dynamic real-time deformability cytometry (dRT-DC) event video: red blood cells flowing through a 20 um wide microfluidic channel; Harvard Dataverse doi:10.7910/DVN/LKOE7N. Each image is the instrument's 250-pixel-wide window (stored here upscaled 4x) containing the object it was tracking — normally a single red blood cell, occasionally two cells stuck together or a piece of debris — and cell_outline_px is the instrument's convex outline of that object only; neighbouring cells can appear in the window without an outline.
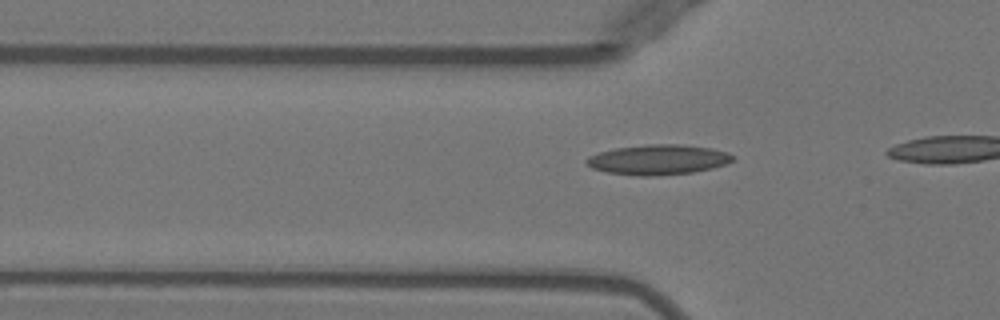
{"species": "Egyptian fruit bat (a non-hibernating species)", "species_latin": "Rousettus aegyptiacus", "temperature_condition": "warm", "stored_images_in_passage": 11, "camera_frame_rate_fps": 3000, "um_per_image_px": 0.085, "animal": {"sex": "female"}, "frame": {"image": 1, "passage_image": 8, "time_ms": 2.333, "image_size_px": [1000, 320], "cell_outline_px": [[736, 160], [712, 168], [692, 172], [656, 176], [640, 176], [608, 172], [592, 168], [584, 164], [584, 160], [588, 156], [600, 152], [616, 148], [648, 144], [684, 144], [712, 148], [728, 152], [736, 156]], "centroid_in_image_um": [55.96, 13.56], "position_along_channel_um": 69.8, "area_um2": 25.84}}